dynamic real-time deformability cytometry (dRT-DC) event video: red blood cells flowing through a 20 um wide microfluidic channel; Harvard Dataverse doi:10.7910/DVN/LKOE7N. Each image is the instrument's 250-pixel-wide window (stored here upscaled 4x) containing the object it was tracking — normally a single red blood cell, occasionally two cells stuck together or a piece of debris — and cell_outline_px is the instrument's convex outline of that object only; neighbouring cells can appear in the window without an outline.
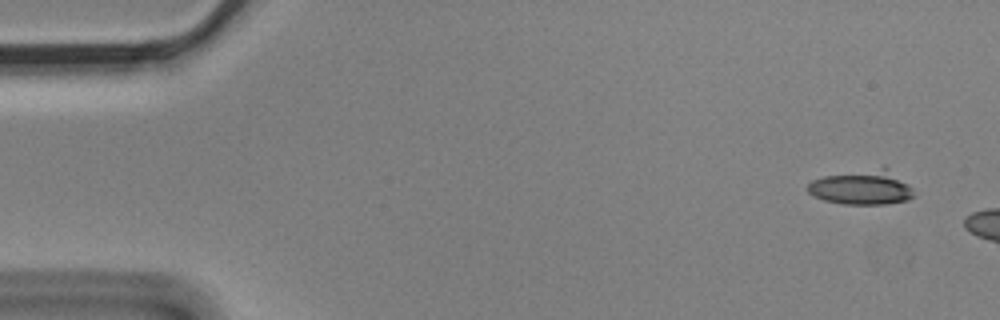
{"species": "Egyptian fruit bat (a non-hibernating species)", "species_latin": "Rousettus aegyptiacus", "temperature_condition": "cold", "stored_images_in_passage": 3, "camera_frame_rate_fps": 3000, "um_per_image_px": 0.085, "animal": {"sex": "male"}, "frame": {"image": 1, "passage_image": 1, "time_ms": 0.0, "image_size_px": [1000, 320], "cell_outline_px": [[912, 196], [908, 200], [884, 204], [844, 204], [824, 200], [812, 196], [808, 192], [808, 184], [812, 180], [824, 176], [884, 164], [908, 184], [912, 188]], "centroid_in_image_um": [73.26, 15.89], "position_along_channel_um": 11.7, "area_um2": 21.73}}